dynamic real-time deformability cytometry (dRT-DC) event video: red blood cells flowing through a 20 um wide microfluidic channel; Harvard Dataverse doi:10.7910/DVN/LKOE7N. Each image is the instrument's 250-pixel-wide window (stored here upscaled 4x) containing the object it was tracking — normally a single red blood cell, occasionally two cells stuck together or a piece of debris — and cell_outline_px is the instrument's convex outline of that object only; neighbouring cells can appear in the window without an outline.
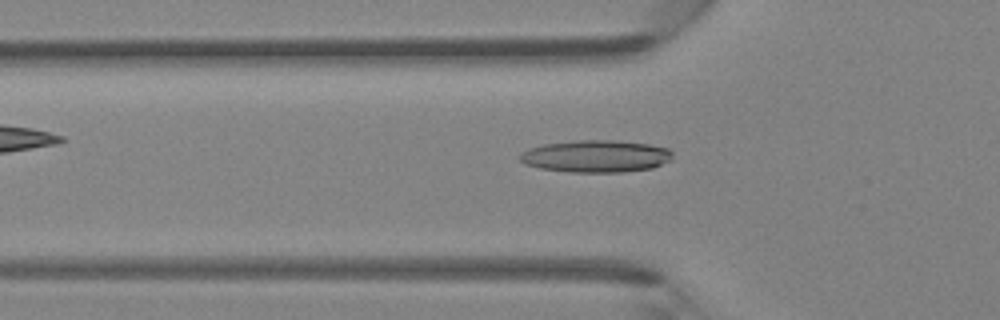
{"species": "Egyptian fruit bat (a non-hibernating species)", "species_latin": "Rousettus aegyptiacus", "temperature_condition": "room temperature", "stored_images_in_passage": 44, "camera_frame_rate_fps": 3000, "um_per_image_px": 0.085, "animal": {"sex": "female"}, "frame": {"image": 1, "passage_image": 14, "time_ms": 4.333, "image_size_px": [1000, 320], "cell_outline_px": [[672, 160], [652, 168], [624, 172], [568, 172], [540, 168], [524, 164], [516, 156], [520, 152], [528, 148], [544, 144], [580, 140], [612, 140], [648, 144], [668, 148], [672, 152]], "centroid_in_image_um": [50.62, 13.28], "position_along_channel_um": 75.2, "area_um2": 28.84}}
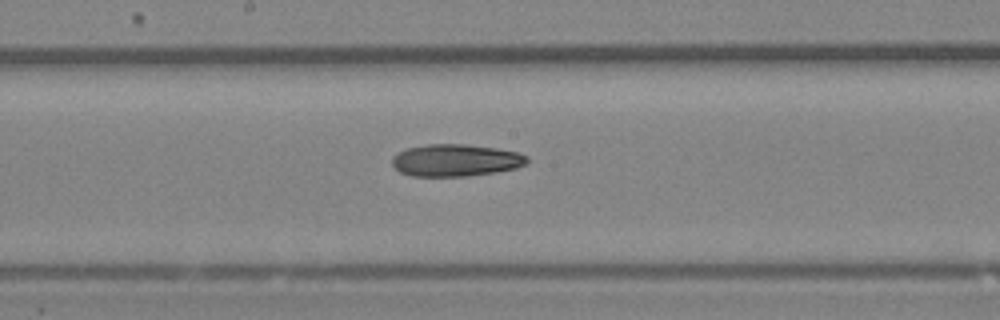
{"frame": {"image": 2, "passage_image": 23, "time_ms": 7.333, "image_size_px": [1000, 320], "cell_outline_px": [[528, 164], [516, 168], [496, 172], [468, 176], [412, 176], [400, 172], [392, 164], [392, 156], [396, 152], [408, 148], [428, 144], [464, 144], [496, 148], [520, 152], [528, 156]], "centroid_in_image_um": [38.75, 13.62], "position_along_channel_um": 209.4, "area_um2": 25.49}}
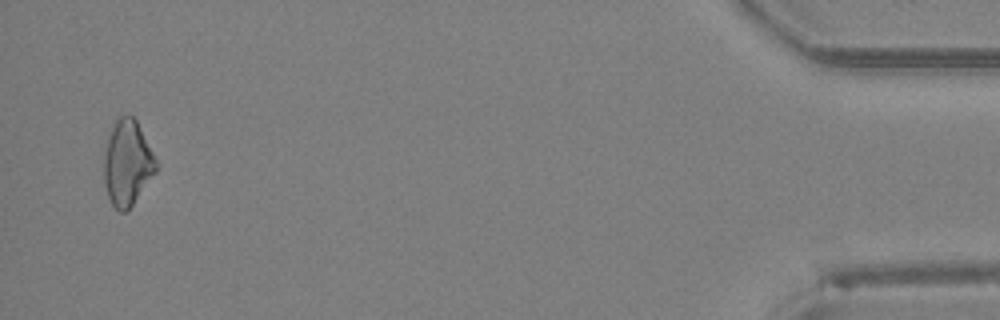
{"frame": {"image": 3, "passage_image": 43, "time_ms": 14.0, "image_size_px": [1000, 320], "cell_outline_px": [[156, 172], [132, 204], [124, 212], [120, 212], [112, 204], [108, 196], [104, 180], [104, 156], [108, 136], [116, 120], [120, 116], [132, 116], [136, 120], [156, 160]], "centroid_in_image_um": [10.81, 13.85], "position_along_channel_um": 424.4, "area_um2": 25.26}}